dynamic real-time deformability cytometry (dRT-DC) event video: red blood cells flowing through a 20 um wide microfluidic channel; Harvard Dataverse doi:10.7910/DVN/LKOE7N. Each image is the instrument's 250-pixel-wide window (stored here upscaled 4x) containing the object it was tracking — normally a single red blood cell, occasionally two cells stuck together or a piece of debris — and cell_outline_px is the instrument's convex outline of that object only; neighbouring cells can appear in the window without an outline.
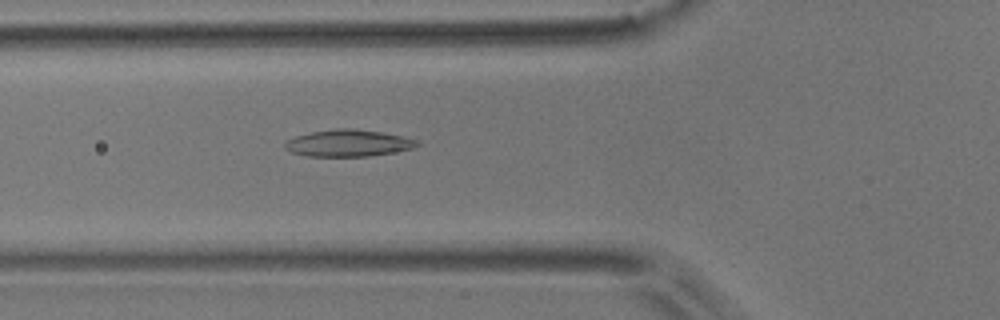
{"species": "common noctule bat (a hibernating species)", "species_latin": "Nyctalus noctula", "temperature_condition": "room temperature", "stored_images_in_passage": 5, "camera_frame_rate_fps": 3000, "um_per_image_px": 0.085, "animal": {"sex": "male", "body_mass_g": 17.9}, "frame": {"image": 1, "passage_image": 5, "time_ms": 1.333, "image_size_px": [1000, 320], "cell_outline_px": [[420, 144], [412, 148], [392, 152], [368, 156], [308, 156], [292, 152], [284, 148], [284, 140], [296, 136], [312, 132], [336, 128], [356, 128], [380, 132], [400, 136], [416, 140]], "centroid_in_image_um": [29.54, 12.16], "position_along_channel_um": 96.3, "area_um2": 20.46}}